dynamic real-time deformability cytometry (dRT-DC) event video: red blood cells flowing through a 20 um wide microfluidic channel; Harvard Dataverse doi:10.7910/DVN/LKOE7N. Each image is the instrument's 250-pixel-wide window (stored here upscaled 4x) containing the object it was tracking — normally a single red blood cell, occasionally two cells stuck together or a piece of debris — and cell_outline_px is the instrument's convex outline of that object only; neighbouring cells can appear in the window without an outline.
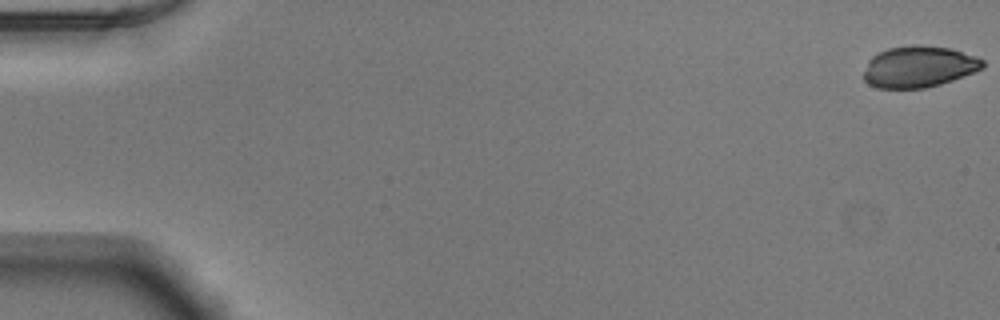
{"species": "Egyptian fruit bat (a non-hibernating species)", "species_latin": "Rousettus aegyptiacus", "temperature_condition": "warm", "stored_images_in_passage": 18, "camera_frame_rate_fps": 3000, "um_per_image_px": 0.085, "animal": {"sex": "male"}, "frame": {"image": 1, "passage_image": 1, "time_ms": 0.0, "image_size_px": [1000, 320], "cell_outline_px": [[984, 68], [976, 72], [940, 84], [924, 88], [876, 88], [868, 84], [864, 80], [864, 72], [868, 60], [872, 56], [888, 48], [912, 44], [920, 44], [952, 48], [976, 56], [984, 60]], "centroid_in_image_um": [78.12, 5.66], "position_along_channel_um": 6.9, "area_um2": 29.02}}
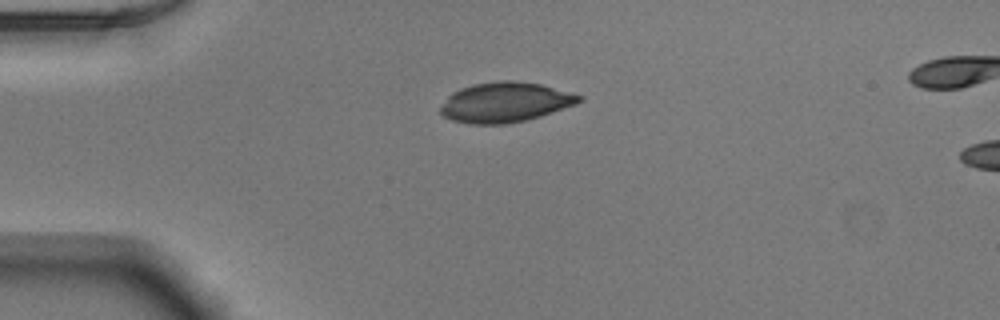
{"frame": {"image": 2, "passage_image": 14, "time_ms": 4.333, "image_size_px": [1000, 320], "cell_outline_px": [[584, 100], [576, 104], [540, 116], [524, 120], [504, 124], [468, 124], [452, 120], [444, 116], [440, 112], [440, 108], [448, 96], [452, 92], [460, 88], [472, 84], [504, 80], [508, 80], [540, 84], [584, 96]], "centroid_in_image_um": [42.93, 8.69], "position_along_channel_um": 42.1, "area_um2": 32.14}}